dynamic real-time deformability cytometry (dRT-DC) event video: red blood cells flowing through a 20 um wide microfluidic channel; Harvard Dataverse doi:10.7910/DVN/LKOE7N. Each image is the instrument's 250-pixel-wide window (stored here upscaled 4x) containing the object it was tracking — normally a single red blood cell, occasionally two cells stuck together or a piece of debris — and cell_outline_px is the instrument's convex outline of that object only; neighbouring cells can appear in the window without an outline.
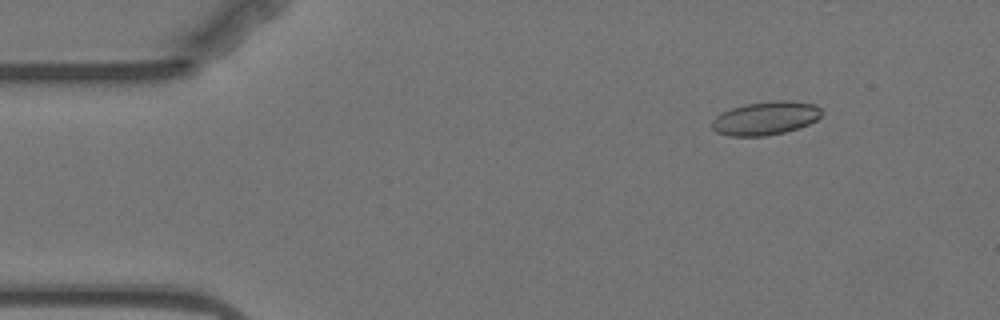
{"species": "Egyptian fruit bat (a non-hibernating species)", "species_latin": "Rousettus aegyptiacus", "temperature_condition": "warm", "stored_images_in_passage": 3, "camera_frame_rate_fps": 3000, "um_per_image_px": 0.085, "animal": {"sex": "female"}, "frame": {"image": 1, "passage_image": 1, "time_ms": 0.0, "image_size_px": [1000, 320], "cell_outline_px": [[824, 112], [816, 120], [808, 124], [784, 132], [764, 136], [728, 136], [716, 132], [712, 128], [712, 120], [716, 116], [732, 108], [744, 104], [776, 100], [792, 100], [816, 104]], "centroid_in_image_um": [65.09, 10.04], "position_along_channel_um": 19.9, "area_um2": 21.44}}